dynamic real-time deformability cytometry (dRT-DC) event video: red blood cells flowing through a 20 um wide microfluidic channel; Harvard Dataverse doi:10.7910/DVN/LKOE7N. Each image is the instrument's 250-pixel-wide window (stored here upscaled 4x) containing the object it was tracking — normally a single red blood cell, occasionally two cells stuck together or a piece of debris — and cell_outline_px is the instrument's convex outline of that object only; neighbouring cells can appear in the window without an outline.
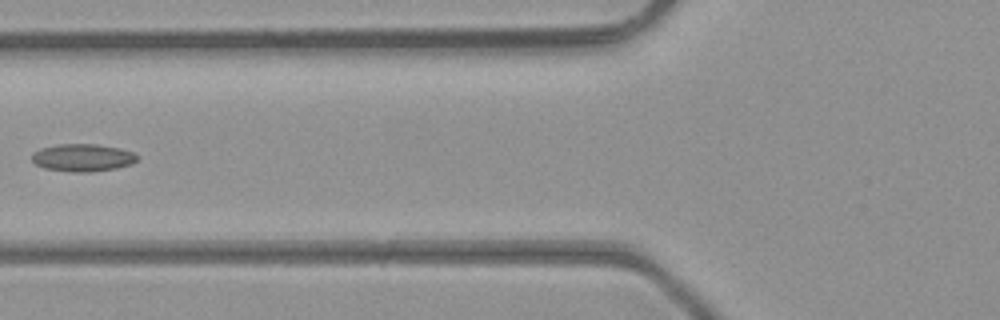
{"species": "common noctule bat (a hibernating species)", "species_latin": "Nyctalus noctula", "temperature_condition": "room temperature", "stored_images_in_passage": 5, "camera_frame_rate_fps": 3000, "um_per_image_px": 0.085, "animal": {"sex": "male", "body_mass_g": 23.1, "forearm_length_mm": 52.7}, "frame": {"image": 1, "passage_image": 5, "time_ms": 1.333, "image_size_px": [1000, 320], "cell_outline_px": [[140, 156], [132, 164], [116, 168], [92, 172], [72, 172], [44, 168], [36, 164], [32, 160], [32, 152], [40, 148], [56, 144], [96, 144], [120, 148], [132, 152]], "centroid_in_image_um": [7.02, 13.4], "position_along_channel_um": 118.8, "area_um2": 17.05}}